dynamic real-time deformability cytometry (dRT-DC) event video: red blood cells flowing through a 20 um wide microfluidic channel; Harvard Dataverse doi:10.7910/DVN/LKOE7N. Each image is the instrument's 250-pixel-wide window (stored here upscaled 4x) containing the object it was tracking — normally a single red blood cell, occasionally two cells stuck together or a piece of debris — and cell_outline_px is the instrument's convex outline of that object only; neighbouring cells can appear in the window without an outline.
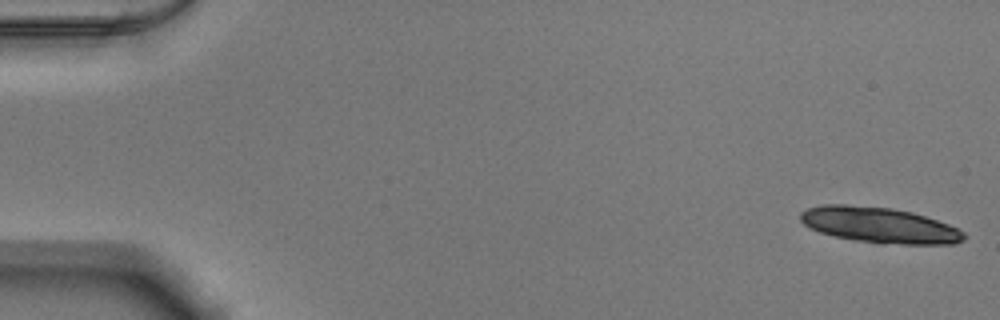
{"species": "Egyptian fruit bat (a non-hibernating species)", "species_latin": "Rousettus aegyptiacus", "temperature_condition": "warm", "stored_images_in_passage": 16, "camera_frame_rate_fps": 3000, "um_per_image_px": 0.085, "animal": {"sex": "male"}, "frame": {"image": 1, "passage_image": 1, "time_ms": 0.0, "image_size_px": [1000, 320], "cell_outline_px": [[968, 236], [964, 240], [956, 244], [900, 244], [856, 240], [832, 236], [820, 232], [804, 224], [800, 220], [800, 212], [808, 208], [824, 204], [844, 204], [892, 208], [912, 212], [948, 224], [964, 232]], "centroid_in_image_um": [74.76, 19.13], "position_along_channel_um": 10.2, "area_um2": 33.81}}